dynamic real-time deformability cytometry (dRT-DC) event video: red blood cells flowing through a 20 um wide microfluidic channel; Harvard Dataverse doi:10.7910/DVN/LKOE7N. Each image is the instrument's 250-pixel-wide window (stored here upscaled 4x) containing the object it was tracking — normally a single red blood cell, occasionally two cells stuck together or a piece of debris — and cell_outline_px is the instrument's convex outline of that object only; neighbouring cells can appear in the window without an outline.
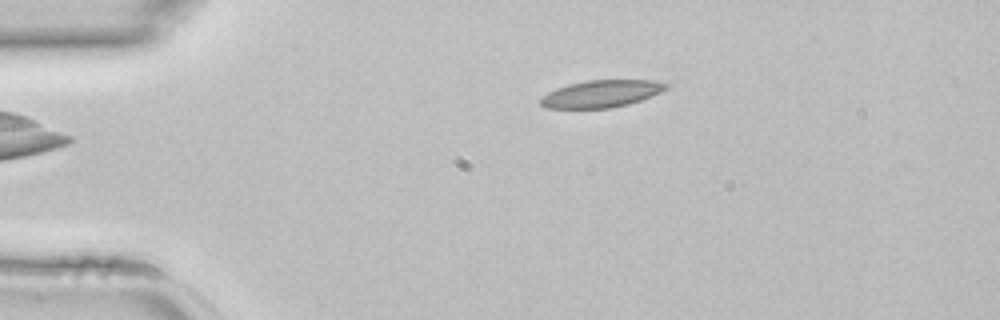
{"species": "common noctule bat (a hibernating species)", "species_latin": "Nyctalus noctula", "temperature_condition": "room temperature", "stored_images_in_passage": 8, "segment_of_instrument_passage": [2, 2], "camera_frame_rate_fps": 3000, "um_per_image_px": 0.085, "animal": {"sex": "female", "body_mass_g": 22.7, "forearm_length_mm": 54.2}, "frame": {"image": 1, "passage_image": 8, "time_ms": 2.333, "image_size_px": [1000, 320], "cell_outline_px": [[668, 88], [652, 96], [628, 104], [612, 108], [544, 108], [540, 104], [540, 96], [556, 88], [568, 84], [588, 80], [656, 80], [668, 84]], "centroid_in_image_um": [51.09, 7.97], "position_along_channel_um": 33.9, "area_um2": 20.0}}